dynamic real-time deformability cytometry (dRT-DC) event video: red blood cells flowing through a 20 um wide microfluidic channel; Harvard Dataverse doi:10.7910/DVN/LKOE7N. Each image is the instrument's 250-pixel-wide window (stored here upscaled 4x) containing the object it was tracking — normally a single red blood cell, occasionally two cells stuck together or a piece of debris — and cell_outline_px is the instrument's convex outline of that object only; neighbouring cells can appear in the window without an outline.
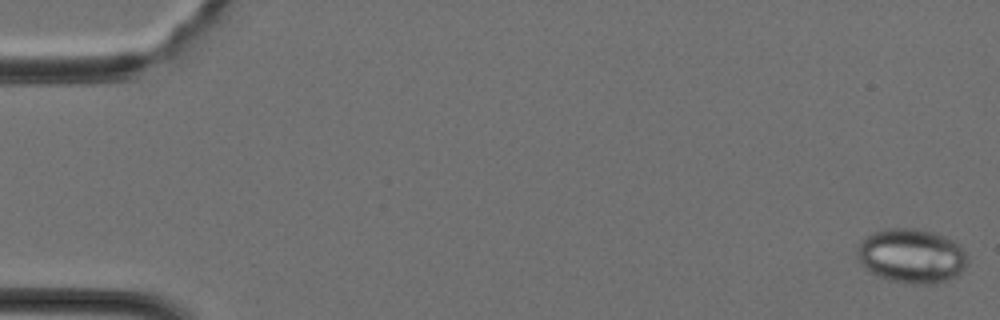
{"species": "Egyptian fruit bat (a non-hibernating species)", "species_latin": "Rousettus aegyptiacus", "temperature_condition": "cold", "stored_images_in_passage": 40, "camera_frame_rate_fps": 3000, "um_per_image_px": 0.085, "animal": {"sex": "female"}, "frame": {"image": 1, "passage_image": 1, "time_ms": 0.0, "image_size_px": [1000, 320], "cell_outline_px": [[968, 264], [956, 276], [948, 280], [936, 284], [908, 284], [892, 280], [880, 276], [872, 272], [856, 256], [856, 252], [860, 240], [864, 236], [872, 232], [888, 228], [916, 228], [932, 232], [944, 236], [952, 240], [968, 256]], "centroid_in_image_um": [77.48, 21.74], "position_along_channel_um": 7.5, "area_um2": 34.91}}
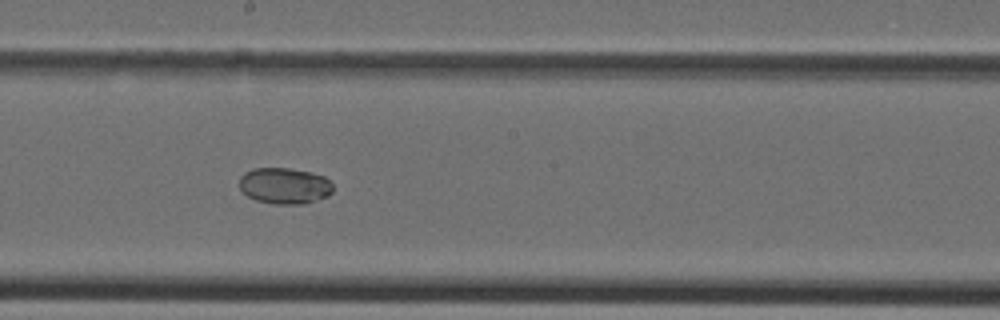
{"frame": {"image": 2, "passage_image": 22, "time_ms": 7.0, "image_size_px": [1000, 320], "cell_outline_px": [[332, 192], [328, 196], [304, 204], [272, 204], [256, 200], [248, 196], [240, 188], [240, 176], [244, 172], [252, 168], [288, 168], [308, 172], [324, 176], [332, 184]], "centroid_in_image_um": [24.17, 15.79], "position_along_channel_um": 224.0, "area_um2": 19.71}}
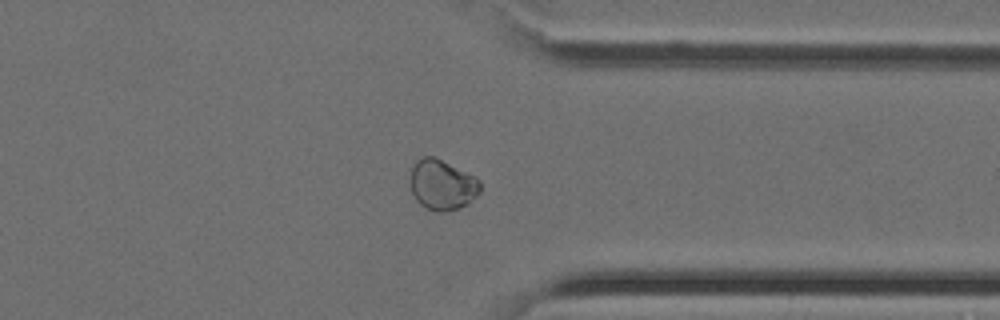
{"frame": {"image": 3, "passage_image": 31, "time_ms": 10.0, "image_size_px": [1000, 320], "cell_outline_px": [[480, 192], [468, 204], [460, 208], [444, 212], [436, 212], [424, 208], [416, 200], [412, 192], [412, 164], [416, 160], [424, 156], [432, 156], [480, 180]], "centroid_in_image_um": [37.58, 15.75], "position_along_channel_um": 373.8, "area_um2": 20.17}}